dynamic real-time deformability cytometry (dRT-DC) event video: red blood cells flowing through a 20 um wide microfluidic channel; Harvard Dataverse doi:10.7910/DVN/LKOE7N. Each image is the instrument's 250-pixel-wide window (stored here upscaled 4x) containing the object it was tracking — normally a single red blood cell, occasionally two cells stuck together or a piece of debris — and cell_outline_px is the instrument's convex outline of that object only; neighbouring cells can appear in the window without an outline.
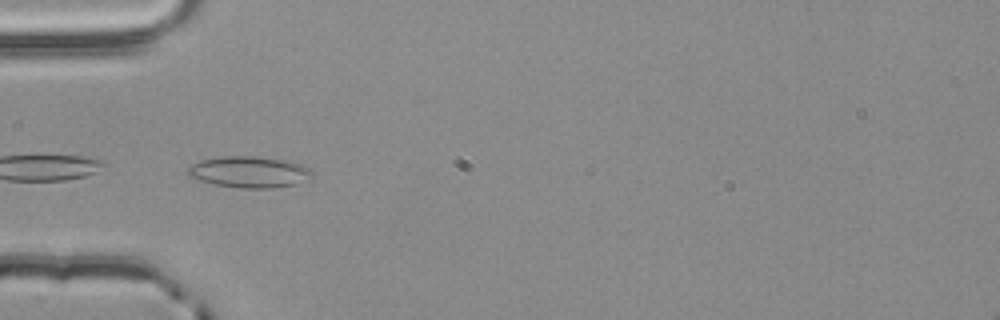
{"species": "common noctule bat (a hibernating species)", "species_latin": "Nyctalus noctula", "temperature_condition": "room temperature", "stored_images_in_passage": 5, "segment_of_instrument_passage": [2, 2], "camera_frame_rate_fps": 3000, "um_per_image_px": 0.085, "animal": {"sex": "male", "body_mass_g": 20.4}, "frame": {"image": 1, "passage_image": 4, "time_ms": 1.0, "image_size_px": [1000, 320], "cell_outline_px": [[312, 176], [296, 184], [272, 188], [240, 188], [216, 184], [200, 180], [188, 176], [184, 172], [192, 164], [200, 160], [220, 156], [256, 156], [292, 160], [308, 168], [312, 172]], "centroid_in_image_um": [21.17, 14.6], "position_along_channel_um": 63.8, "area_um2": 22.83}}
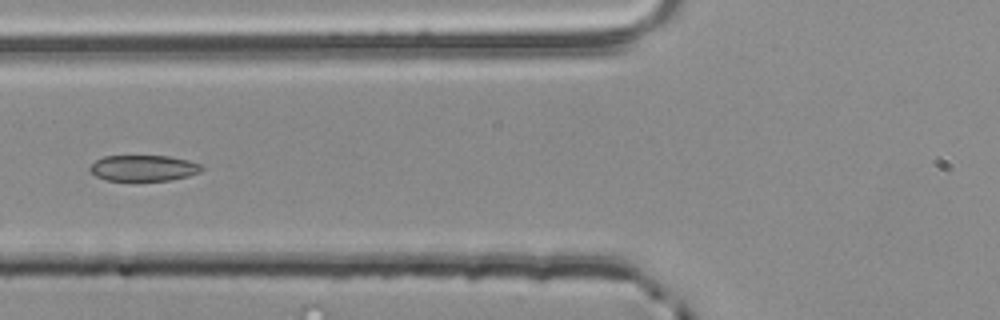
{"frame": {"image": 2, "passage_image": 5, "time_ms": 1.333, "image_size_px": [1000, 320], "cell_outline_px": [[204, 168], [200, 172], [188, 176], [168, 180], [108, 180], [96, 176], [88, 168], [96, 160], [104, 156], [168, 156], [188, 160], [204, 164]], "centroid_in_image_um": [12.24, 14.27], "position_along_channel_um": 113.6, "area_um2": 16.82}}